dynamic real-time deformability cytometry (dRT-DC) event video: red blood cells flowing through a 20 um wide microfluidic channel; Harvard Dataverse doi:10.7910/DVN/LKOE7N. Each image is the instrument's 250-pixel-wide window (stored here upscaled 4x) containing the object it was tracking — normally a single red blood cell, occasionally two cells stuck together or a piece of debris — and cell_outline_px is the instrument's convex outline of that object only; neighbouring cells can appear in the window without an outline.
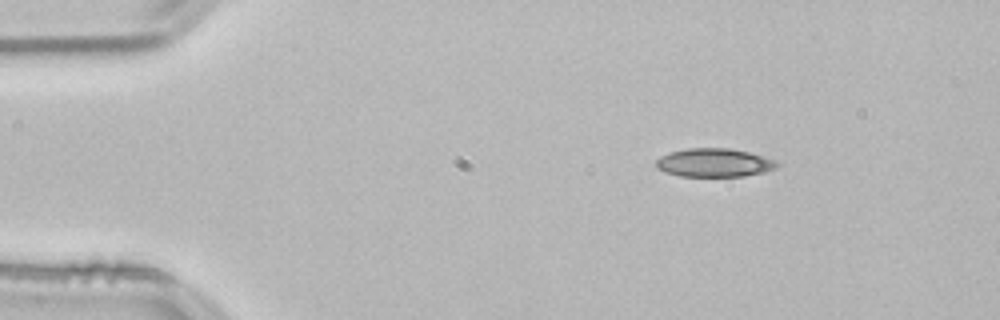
{"species": "common noctule bat (a hibernating species)", "species_latin": "Nyctalus noctula", "temperature_condition": "room temperature", "stored_images_in_passage": 52, "camera_frame_rate_fps": 3000, "um_per_image_px": 0.085, "animal": {"sex": "male", "body_mass_g": 21.5, "forearm_length_mm": 52.0}, "frame": {"image": 1, "passage_image": 7, "time_ms": 2.0, "image_size_px": [1000, 320], "cell_outline_px": [[780, 164], [776, 168], [764, 172], [744, 176], [680, 176], [664, 172], [656, 168], [656, 160], [660, 156], [668, 152], [688, 148], [728, 148], [748, 152], [776, 160]], "centroid_in_image_um": [60.68, 13.83], "position_along_channel_um": 24.3, "area_um2": 20.17}}
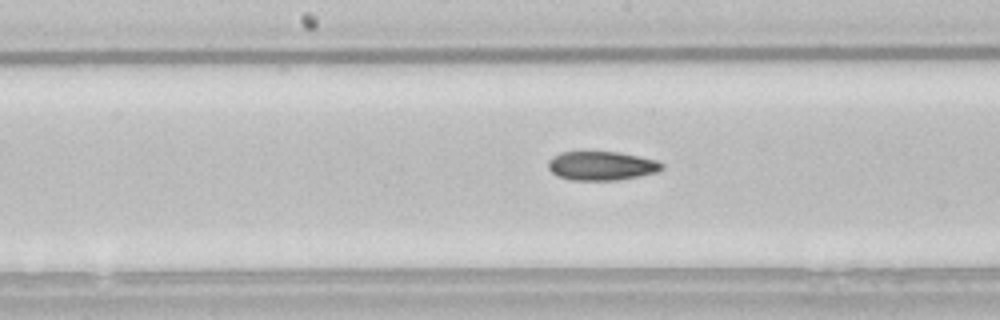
{"frame": {"image": 2, "passage_image": 26, "time_ms": 8.333, "image_size_px": [1000, 320], "cell_outline_px": [[664, 168], [656, 172], [640, 176], [616, 180], [572, 180], [556, 176], [548, 168], [548, 160], [552, 156], [560, 152], [620, 152], [656, 160], [664, 164]], "centroid_in_image_um": [51.11, 14.09], "position_along_channel_um": 197.1, "area_um2": 19.25}}
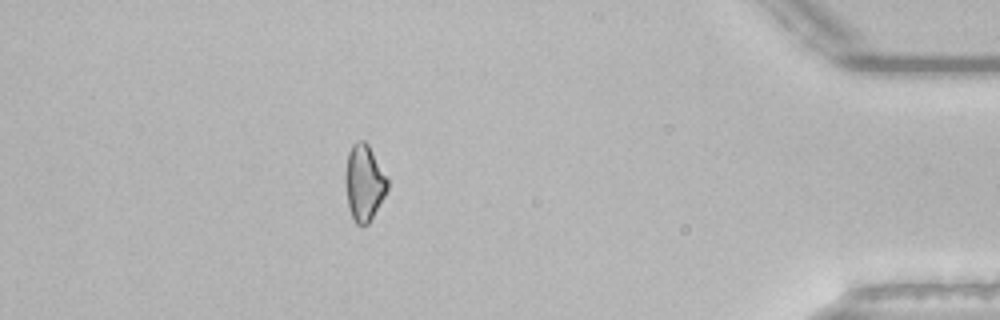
{"frame": {"image": 3, "passage_image": 46, "time_ms": 15.0, "image_size_px": [1000, 320], "cell_outline_px": [[388, 188], [384, 196], [368, 224], [356, 224], [348, 208], [344, 180], [344, 176], [348, 152], [352, 144], [356, 140], [364, 140], [368, 144], [388, 176]], "centroid_in_image_um": [30.94, 15.49], "position_along_channel_um": 404.3, "area_um2": 18.9}, "authors_computed_cell_mechanics": {"area_um2": 19.6231, "velocity_mm_per_s": 3.8287, "shape_relaxation_time_tau1_ms": 5.8677, "shape_relaxation_time_tau2_ms": 9.703, "deformation_change_tau1": 0.1405, "deformation_change_tau2": 0.1723}}